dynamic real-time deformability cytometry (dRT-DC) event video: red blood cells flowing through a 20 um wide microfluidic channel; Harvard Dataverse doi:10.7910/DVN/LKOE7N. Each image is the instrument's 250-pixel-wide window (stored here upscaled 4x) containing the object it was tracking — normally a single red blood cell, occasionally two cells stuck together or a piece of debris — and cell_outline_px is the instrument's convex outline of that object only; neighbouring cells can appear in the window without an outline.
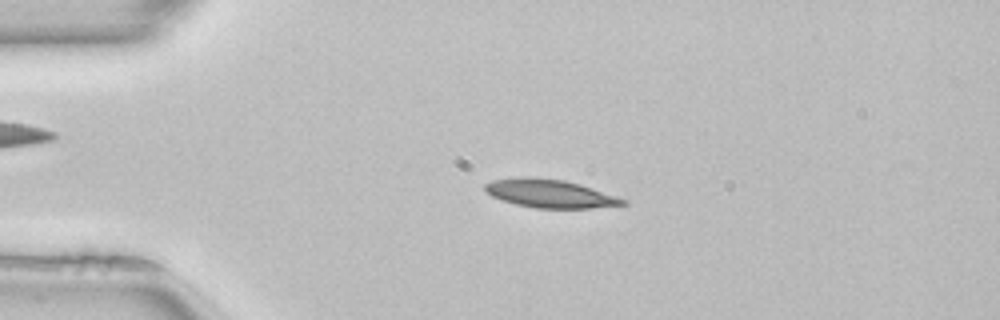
{"species": "common noctule bat (a hibernating species)", "species_latin": "Nyctalus noctula", "temperature_condition": "room temperature", "stored_images_in_passage": 46, "camera_frame_rate_fps": 3000, "um_per_image_px": 0.085, "animal": {"sex": "female", "body_mass_g": 22.7, "forearm_length_mm": 54.2}, "frame": {"image": 1, "passage_image": 7, "time_ms": 2.0, "image_size_px": [1000, 320], "cell_outline_px": [[628, 204], [588, 208], [536, 208], [516, 204], [492, 196], [484, 192], [484, 184], [492, 180], [516, 176], [528, 176], [564, 180], [580, 184], [628, 200]], "centroid_in_image_um": [46.7, 16.43], "position_along_channel_um": 38.3, "area_um2": 22.77}, "authors_computed_cell_mechanics": {"area_um2": 22.0218, "velocity_mm_per_s": 4.0284, "shape_relaxation_time_tau1_ms": 5.2101, "shape_relaxation_time_tau2_ms": null, "deformation_change_tau1": 0.1313, "deformation_change_tau2": null}}